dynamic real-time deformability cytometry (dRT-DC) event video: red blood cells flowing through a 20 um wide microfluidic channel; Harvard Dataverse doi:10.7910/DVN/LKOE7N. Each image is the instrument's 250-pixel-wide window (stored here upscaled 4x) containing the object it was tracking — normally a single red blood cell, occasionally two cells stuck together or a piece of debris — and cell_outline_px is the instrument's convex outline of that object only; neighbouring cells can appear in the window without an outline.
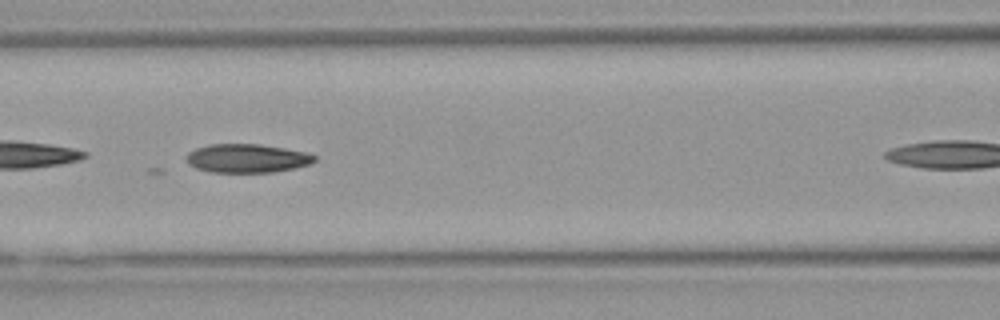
{"species": "Egyptian fruit bat (a non-hibernating species)", "species_latin": "Rousettus aegyptiacus", "temperature_condition": "warm", "stored_images_in_passage": 28, "camera_frame_rate_fps": 3000, "um_per_image_px": 0.085, "animal": {"sex": "female"}, "frame": {"image": 1, "passage_image": 9, "time_ms": 2.667, "image_size_px": [1000, 320], "cell_outline_px": [[316, 160], [312, 164], [296, 168], [272, 172], [208, 172], [196, 168], [188, 164], [188, 152], [196, 148], [208, 144], [260, 144], [308, 152], [316, 156]], "centroid_in_image_um": [21.04, 13.46], "position_along_channel_um": 145.6, "area_um2": 21.56}}